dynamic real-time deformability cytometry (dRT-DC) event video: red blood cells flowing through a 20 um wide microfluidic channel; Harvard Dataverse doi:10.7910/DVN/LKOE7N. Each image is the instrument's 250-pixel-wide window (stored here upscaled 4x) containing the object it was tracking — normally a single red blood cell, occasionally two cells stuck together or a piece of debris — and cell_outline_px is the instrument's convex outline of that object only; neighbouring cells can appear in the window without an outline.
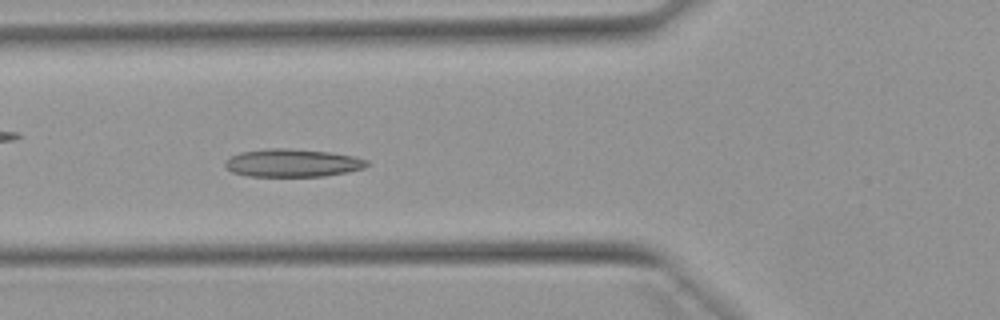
{"species": "Egyptian fruit bat (a non-hibernating species)", "species_latin": "Rousettus aegyptiacus", "temperature_condition": "warm", "stored_images_in_passage": 12, "camera_frame_rate_fps": 3000, "um_per_image_px": 0.085, "animal": {"sex": "female"}, "frame": {"image": 1, "passage_image": 9, "time_ms": 2.667, "image_size_px": [1000, 320], "cell_outline_px": [[368, 164], [364, 168], [348, 172], [324, 176], [248, 176], [232, 172], [224, 164], [224, 160], [240, 152], [268, 148], [288, 148], [328, 152], [352, 156], [368, 160]], "centroid_in_image_um": [24.84, 13.85], "position_along_channel_um": 101.0, "area_um2": 23.0}}